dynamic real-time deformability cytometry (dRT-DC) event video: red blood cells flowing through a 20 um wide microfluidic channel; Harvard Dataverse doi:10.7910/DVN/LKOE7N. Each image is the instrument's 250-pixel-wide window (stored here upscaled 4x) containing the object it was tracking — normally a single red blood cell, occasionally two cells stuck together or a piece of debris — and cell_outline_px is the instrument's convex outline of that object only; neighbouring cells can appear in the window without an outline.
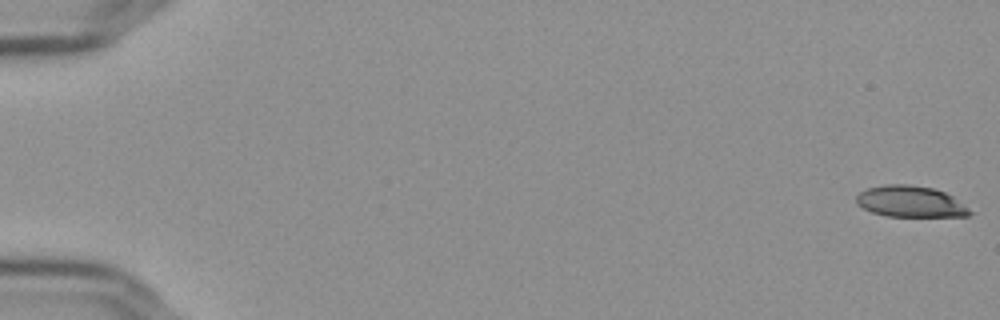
{"species": "Egyptian fruit bat (a non-hibernating species)", "species_latin": "Rousettus aegyptiacus", "temperature_condition": "cold", "stored_images_in_passage": 57, "camera_frame_rate_fps": 3000, "um_per_image_px": 0.085, "frame": {"image": 1, "passage_image": 1, "time_ms": 0.0, "image_size_px": [1000, 320], "cell_outline_px": [[972, 212], [968, 216], [884, 216], [872, 212], [856, 204], [856, 196], [860, 192], [868, 188], [888, 184], [908, 184], [932, 188], [944, 192], [952, 196], [968, 208]], "centroid_in_image_um": [77.36, 17.13], "position_along_channel_um": 7.6, "area_um2": 20.46}}
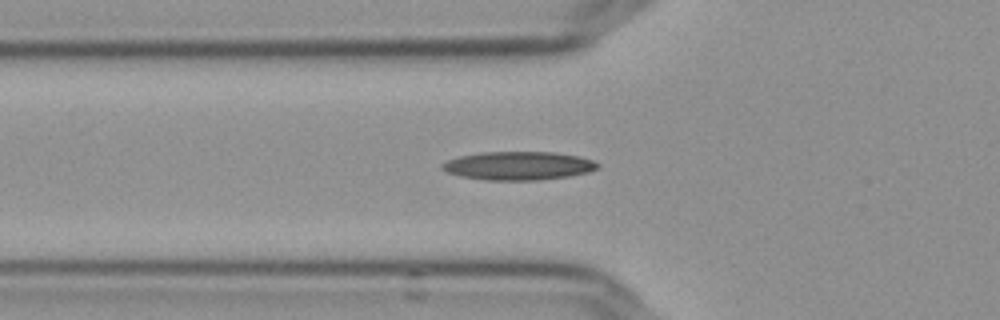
{"frame": {"image": 2, "passage_image": 21, "time_ms": 6.667, "image_size_px": [1000, 320], "cell_outline_px": [[600, 164], [596, 168], [588, 172], [568, 176], [536, 180], [484, 180], [460, 176], [448, 172], [440, 168], [440, 164], [456, 156], [480, 152], [552, 152], [580, 156], [592, 160]], "centroid_in_image_um": [44.01, 14.08], "position_along_channel_um": 81.8, "area_um2": 25.84}}
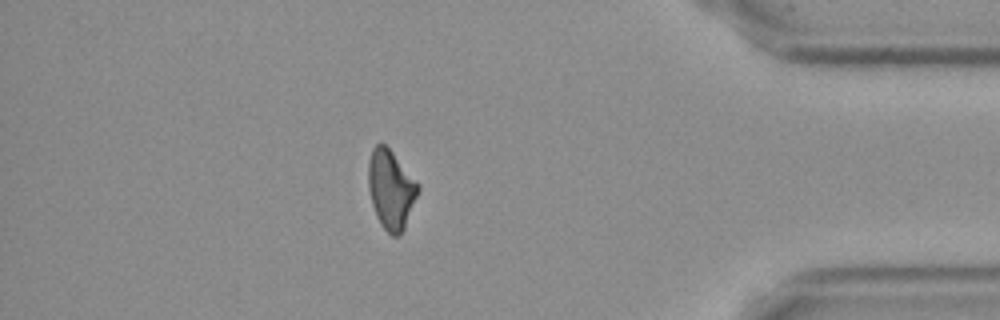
{"frame": {"image": 3, "passage_image": 50, "time_ms": 16.333, "image_size_px": [1000, 320], "cell_outline_px": [[420, 188], [404, 228], [400, 236], [392, 236], [380, 224], [376, 216], [372, 204], [368, 188], [368, 164], [372, 148], [376, 144], [384, 144], [392, 152], [420, 184]], "centroid_in_image_um": [33.22, 16.11], "position_along_channel_um": 402.0, "area_um2": 22.83}, "authors_computed_cell_mechanics": {"area_um2": 23.2934, "velocity_mm_per_s": 3.6413, "shape_relaxation_time_tau1_ms": 8.9543, "shape_relaxation_time_tau2_ms": null, "deformation_change_tau1": 0.1723, "deformation_change_tau2": null}}